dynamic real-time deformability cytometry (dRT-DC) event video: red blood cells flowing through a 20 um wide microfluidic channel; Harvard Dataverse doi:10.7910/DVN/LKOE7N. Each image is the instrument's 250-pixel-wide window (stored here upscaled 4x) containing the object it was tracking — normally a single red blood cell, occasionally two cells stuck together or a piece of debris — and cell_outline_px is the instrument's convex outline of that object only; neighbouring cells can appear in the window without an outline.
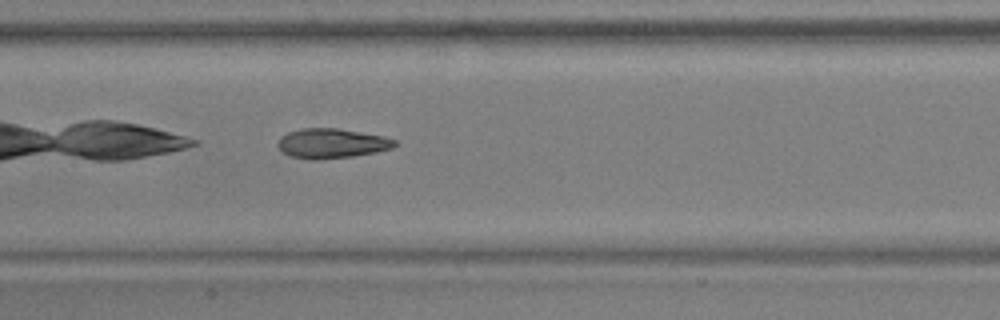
{"species": "common noctule bat (a hibernating species)", "species_latin": "Nyctalus noctula", "temperature_condition": "warm", "stored_images_in_passage": 34, "camera_frame_rate_fps": 3000, "um_per_image_px": 0.085, "animal": {"sex": "male", "body_mass_g": 17.9, "forearm_length_mm": 54.2}, "frame": {"image": 1, "passage_image": 10, "time_ms": 3.0, "image_size_px": [1000, 320], "cell_outline_px": [[396, 144], [392, 148], [376, 152], [352, 156], [316, 160], [312, 160], [292, 156], [284, 152], [276, 144], [280, 136], [288, 132], [300, 128], [336, 128], [384, 136], [396, 140]], "centroid_in_image_um": [28.18, 12.18], "position_along_channel_um": 179.2, "area_um2": 20.17}}
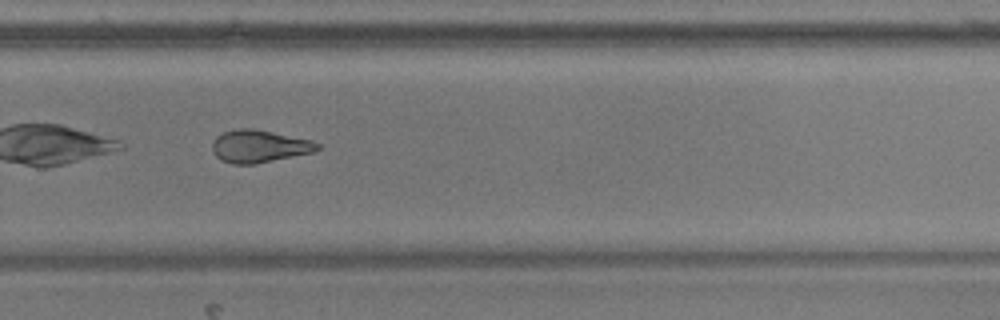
{"frame": {"image": 2, "passage_image": 20, "time_ms": 6.333, "image_size_px": [1000, 320], "cell_outline_px": [[320, 148], [312, 152], [256, 164], [232, 164], [220, 160], [212, 152], [212, 140], [216, 136], [224, 132], [236, 128], [252, 128], [312, 140], [320, 144]], "centroid_in_image_um": [21.99, 12.43], "position_along_channel_um": 307.8, "area_um2": 20.0}, "authors_computed_cell_mechanics": {"area_um2": 20.2589, "velocity_mm_per_s": 3.8683, "shape_relaxation_time_tau1_ms": 8.3815, "shape_relaxation_time_tau2_ms": 3.2283, "deformation_change_tau1": 0.1991, "deformation_change_tau2": 0.1166}}